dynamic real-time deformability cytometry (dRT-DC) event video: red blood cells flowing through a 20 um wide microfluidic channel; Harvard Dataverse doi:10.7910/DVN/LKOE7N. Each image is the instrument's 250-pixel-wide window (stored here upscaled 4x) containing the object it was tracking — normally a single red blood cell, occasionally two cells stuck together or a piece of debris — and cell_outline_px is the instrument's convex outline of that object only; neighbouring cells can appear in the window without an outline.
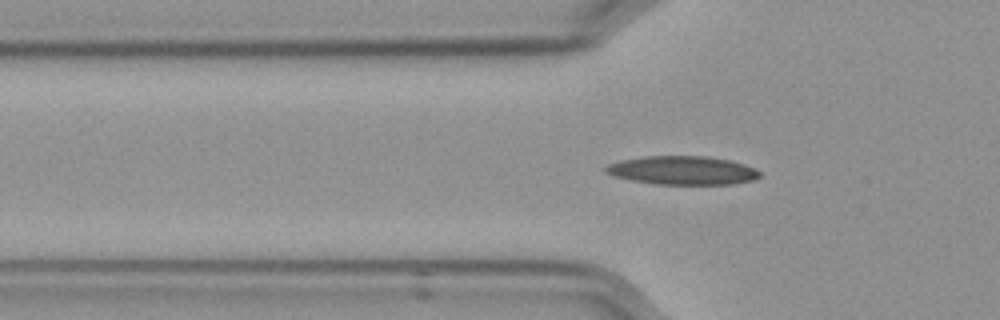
{"species": "Egyptian fruit bat (a non-hibernating species)", "species_latin": "Rousettus aegyptiacus", "temperature_condition": "cold", "stored_images_in_passage": 58, "camera_frame_rate_fps": 3000, "um_per_image_px": 0.085, "frame": {"image": 1, "passage_image": 19, "time_ms": 6.0, "image_size_px": [1000, 320], "cell_outline_px": [[760, 176], [752, 180], [732, 184], [652, 184], [632, 180], [616, 176], [604, 172], [604, 168], [608, 164], [620, 160], [644, 156], [708, 156], [732, 160], [756, 168], [760, 172]], "centroid_in_image_um": [58.02, 14.47], "position_along_channel_um": 67.8, "area_um2": 25.78}}
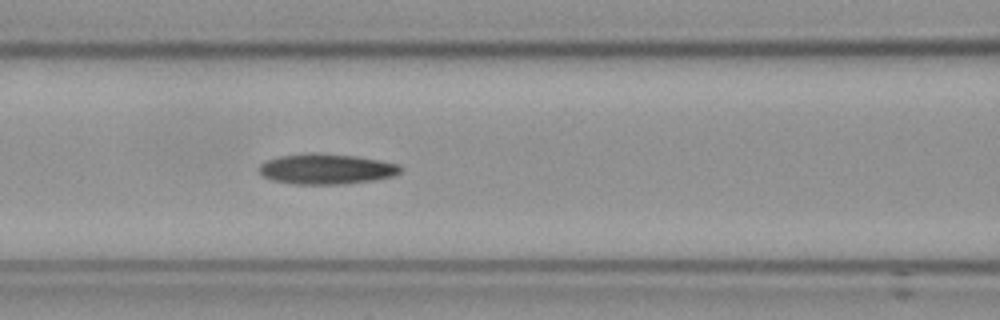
{"frame": {"image": 2, "passage_image": 25, "time_ms": 8.0, "image_size_px": [1000, 320], "cell_outline_px": [[400, 172], [392, 176], [372, 180], [344, 184], [292, 184], [272, 180], [264, 176], [256, 168], [264, 160], [280, 156], [312, 152], [356, 156], [396, 164], [400, 168]], "centroid_in_image_um": [27.64, 14.36], "position_along_channel_um": 139.0, "area_um2": 24.91}}
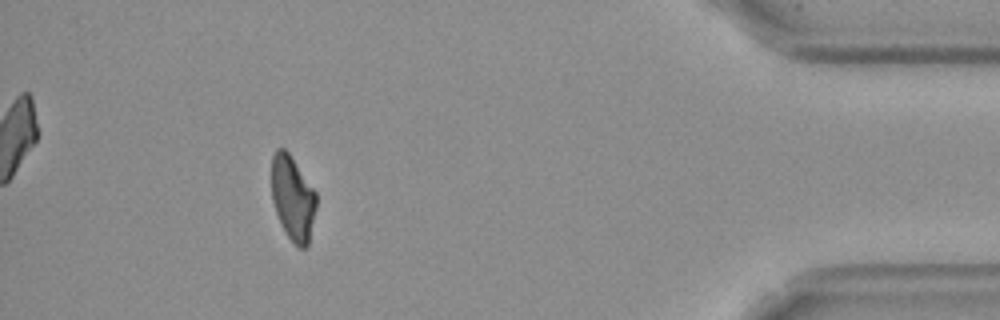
{"frame": {"image": 3, "passage_image": 52, "time_ms": 17.0, "image_size_px": [1000, 320], "cell_outline_px": [[316, 208], [308, 244], [304, 248], [300, 248], [288, 236], [280, 224], [272, 200], [272, 156], [276, 148], [284, 148], [288, 152], [316, 192]], "centroid_in_image_um": [24.87, 16.82], "position_along_channel_um": 410.3, "area_um2": 21.79}}